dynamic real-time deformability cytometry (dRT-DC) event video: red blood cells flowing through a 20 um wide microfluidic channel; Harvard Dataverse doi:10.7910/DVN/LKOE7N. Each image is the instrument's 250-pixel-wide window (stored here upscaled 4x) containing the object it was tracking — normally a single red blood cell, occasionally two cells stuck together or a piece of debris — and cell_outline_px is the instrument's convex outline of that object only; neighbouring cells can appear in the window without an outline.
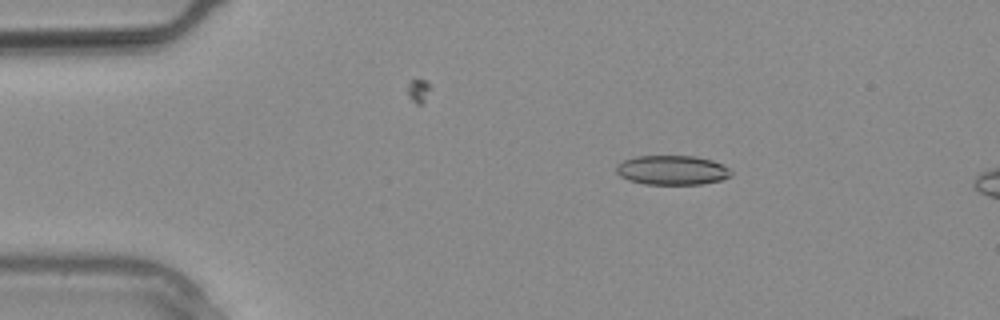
{"species": "common noctule bat (a hibernating species)", "species_latin": "Nyctalus noctula", "temperature_condition": "warm", "stored_images_in_passage": 14, "camera_frame_rate_fps": 3000, "um_per_image_px": 0.085, "animal": {"sex": "male", "body_mass_g": 20.4}, "frame": {"image": 1, "passage_image": 5, "time_ms": 1.333, "image_size_px": [1000, 320], "cell_outline_px": [[732, 176], [720, 180], [700, 184], [644, 184], [628, 180], [620, 176], [616, 172], [616, 164], [624, 160], [636, 156], [696, 156], [712, 160], [724, 164], [732, 172]], "centroid_in_image_um": [57.13, 14.46], "position_along_channel_um": 27.9, "area_um2": 19.83}}